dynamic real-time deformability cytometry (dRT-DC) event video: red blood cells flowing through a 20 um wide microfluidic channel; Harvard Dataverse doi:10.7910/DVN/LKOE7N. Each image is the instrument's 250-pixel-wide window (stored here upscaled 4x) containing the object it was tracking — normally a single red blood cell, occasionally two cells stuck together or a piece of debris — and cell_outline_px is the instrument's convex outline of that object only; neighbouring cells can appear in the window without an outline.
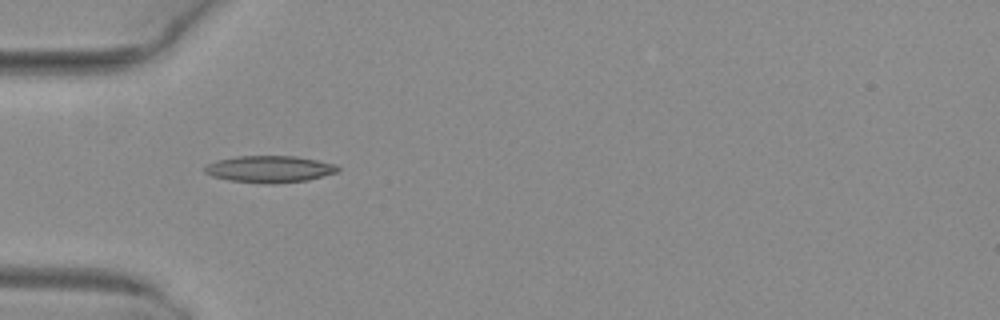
{"species": "common noctule bat (a hibernating species)", "species_latin": "Nyctalus noctula", "temperature_condition": "warm", "stored_images_in_passage": 2, "camera_frame_rate_fps": 3000, "um_per_image_px": 0.085, "animal": {"sex": "female", "body_mass_g": 29.2, "forearm_length_mm": 56.3}, "frame": {"image": 1, "passage_image": 1, "time_ms": 0.0, "image_size_px": [1000, 320], "cell_outline_px": [[340, 168], [336, 172], [308, 180], [272, 184], [264, 184], [232, 180], [212, 176], [204, 172], [204, 168], [208, 164], [216, 160], [236, 156], [296, 156], [336, 164]], "centroid_in_image_um": [22.91, 14.37], "position_along_channel_um": 62.1, "area_um2": 20.69}}
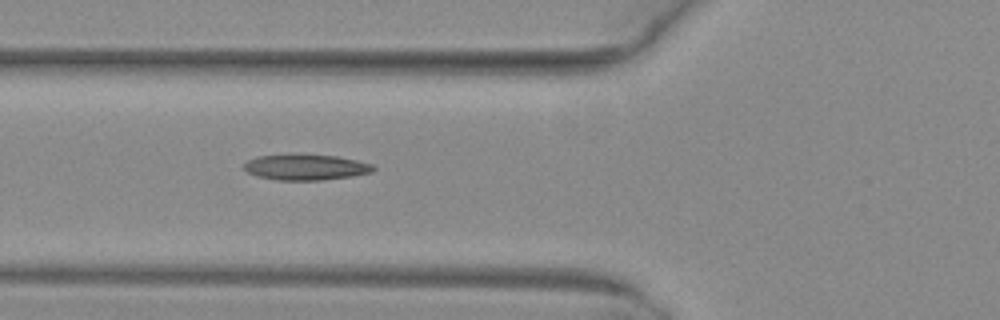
{"frame": {"image": 2, "passage_image": 2, "time_ms": 0.333, "image_size_px": [1000, 320], "cell_outline_px": [[376, 168], [372, 172], [352, 176], [320, 180], [276, 180], [256, 176], [248, 172], [244, 168], [244, 164], [248, 160], [256, 156], [336, 156], [356, 160], [372, 164]], "centroid_in_image_um": [26.0, 14.24], "position_along_channel_um": 99.8, "area_um2": 18.79}}